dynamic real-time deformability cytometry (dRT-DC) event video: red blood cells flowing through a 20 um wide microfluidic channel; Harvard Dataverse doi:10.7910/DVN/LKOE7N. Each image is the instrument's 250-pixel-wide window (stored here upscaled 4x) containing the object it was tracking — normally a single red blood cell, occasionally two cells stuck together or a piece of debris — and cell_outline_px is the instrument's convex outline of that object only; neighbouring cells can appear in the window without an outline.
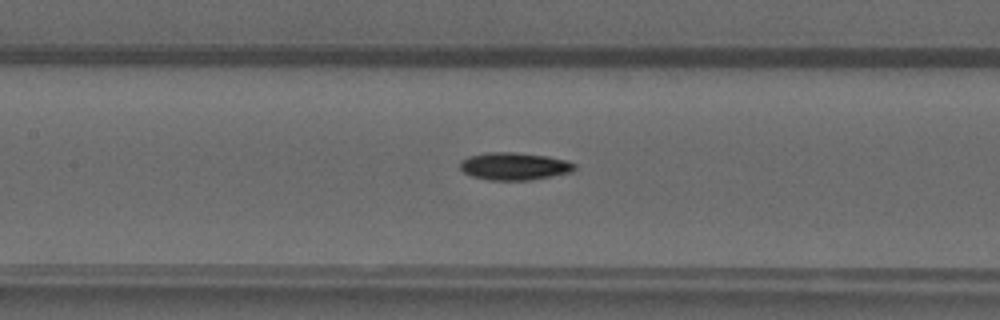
{"species": "common noctule bat (a hibernating species)", "species_latin": "Nyctalus noctula", "temperature_condition": "warm", "stored_images_in_passage": 48, "camera_frame_rate_fps": 3000, "um_per_image_px": 0.085, "animal": {"sex": "male", "forearm_length_mm": 52.5}, "frame": {"image": 1, "passage_image": 22, "time_ms": 7.0, "image_size_px": [1000, 320], "cell_outline_px": [[576, 168], [572, 172], [532, 180], [488, 180], [472, 176], [464, 172], [460, 168], [460, 160], [468, 156], [488, 152], [516, 152], [548, 156], [568, 160], [576, 164]], "centroid_in_image_um": [43.73, 14.12], "position_along_channel_um": 163.7, "area_um2": 18.61}}
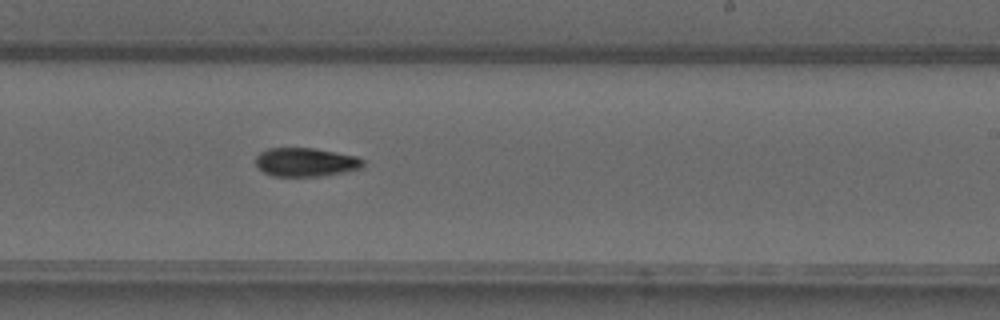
{"frame": {"image": 2, "passage_image": 29, "time_ms": 9.333, "image_size_px": [1000, 320], "cell_outline_px": [[364, 164], [360, 168], [344, 172], [324, 176], [272, 176], [264, 172], [256, 164], [256, 156], [260, 152], [268, 148], [316, 148], [356, 156], [364, 160]], "centroid_in_image_um": [25.99, 13.78], "position_along_channel_um": 263.0, "area_um2": 17.98}}
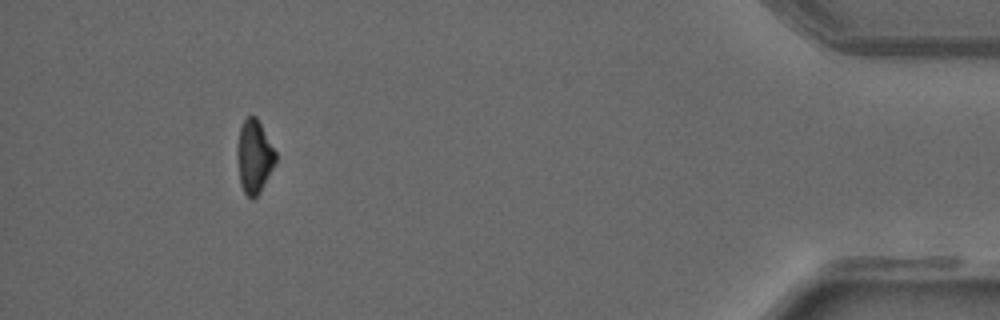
{"frame": {"image": 3, "passage_image": 44, "time_ms": 14.333, "image_size_px": [1000, 320], "cell_outline_px": [[276, 160], [260, 192], [252, 200], [244, 192], [240, 184], [236, 152], [236, 148], [240, 128], [244, 120], [248, 116], [256, 116], [276, 152]], "centroid_in_image_um": [21.58, 13.31], "position_along_channel_um": 413.6, "area_um2": 16.24}}